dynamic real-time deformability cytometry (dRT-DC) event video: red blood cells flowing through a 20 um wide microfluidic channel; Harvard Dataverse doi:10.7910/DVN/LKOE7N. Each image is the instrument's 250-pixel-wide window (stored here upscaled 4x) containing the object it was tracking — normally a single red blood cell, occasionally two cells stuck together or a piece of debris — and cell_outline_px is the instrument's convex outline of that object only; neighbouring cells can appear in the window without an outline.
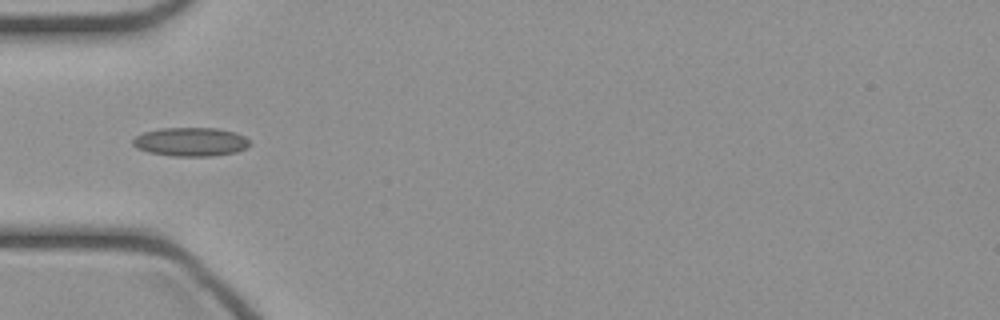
{"species": "common noctule bat (a hibernating species)", "species_latin": "Nyctalus noctula", "temperature_condition": "cold", "stored_images_in_passage": 32, "camera_frame_rate_fps": 3000, "um_per_image_px": 0.085, "animal": {"sex": "female", "body_mass_g": 21.9}, "frame": {"image": 1, "passage_image": 1, "time_ms": 0.0, "image_size_px": [1000, 320], "cell_outline_px": [[252, 144], [236, 152], [212, 156], [172, 156], [148, 152], [136, 148], [132, 144], [132, 140], [136, 136], [144, 132], [160, 128], [216, 128], [236, 132], [244, 136]], "centroid_in_image_um": [16.2, 12.05], "position_along_channel_um": 68.8, "area_um2": 19.65}}
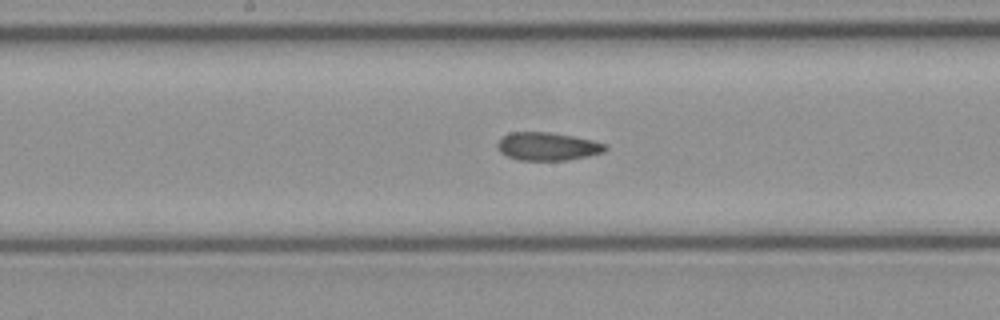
{"frame": {"image": 2, "passage_image": 10, "time_ms": 3.0, "image_size_px": [1000, 320], "cell_outline_px": [[608, 148], [604, 152], [588, 156], [568, 160], [520, 160], [508, 156], [500, 152], [496, 144], [508, 132], [552, 132], [592, 140], [608, 144]], "centroid_in_image_um": [46.57, 12.44], "position_along_channel_um": 201.6, "area_um2": 17.69}}
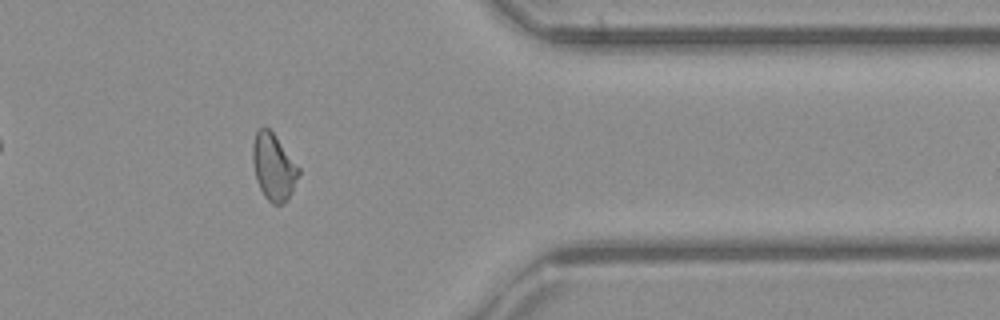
{"frame": {"image": 3, "passage_image": 24, "time_ms": 7.667, "image_size_px": [1000, 320], "cell_outline_px": [[300, 172], [292, 192], [288, 200], [280, 204], [272, 204], [264, 196], [256, 180], [252, 160], [252, 144], [256, 132], [264, 124], [276, 136], [300, 168]], "centroid_in_image_um": [23.24, 14.18], "position_along_channel_um": 388.2, "area_um2": 17.98}}